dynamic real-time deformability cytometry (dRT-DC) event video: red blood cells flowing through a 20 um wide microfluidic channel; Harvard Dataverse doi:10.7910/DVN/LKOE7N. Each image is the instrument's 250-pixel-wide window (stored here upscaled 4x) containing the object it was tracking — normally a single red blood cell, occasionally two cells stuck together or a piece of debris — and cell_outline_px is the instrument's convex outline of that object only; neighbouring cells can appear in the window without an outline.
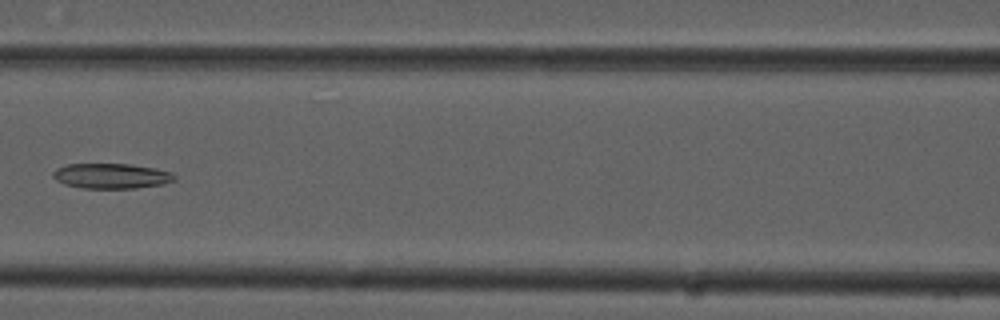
{"species": "common noctule bat (a hibernating species)", "species_latin": "Nyctalus noctula", "temperature_condition": "cold", "stored_images_in_passage": 5, "camera_frame_rate_fps": 3000, "um_per_image_px": 0.085, "animal": {"sex": "male", "forearm_length_mm": 52.5}, "frame": {"image": 1, "passage_image": 5, "time_ms": 1.333, "image_size_px": [1000, 320], "cell_outline_px": [[176, 180], [160, 184], [136, 188], [84, 188], [64, 184], [56, 180], [52, 176], [52, 172], [56, 168], [68, 164], [132, 164], [156, 168], [172, 172], [176, 176]], "centroid_in_image_um": [9.47, 14.95], "position_along_channel_um": 157.1, "area_um2": 17.86}}